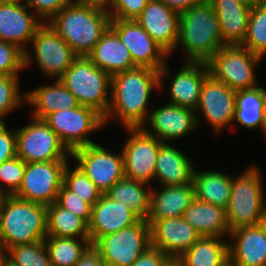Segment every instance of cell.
Instances as JSON below:
<instances>
[{
	"label": "cell",
	"instance_id": "obj_50",
	"mask_svg": "<svg viewBox=\"0 0 266 266\" xmlns=\"http://www.w3.org/2000/svg\"><path fill=\"white\" fill-rule=\"evenodd\" d=\"M239 1L240 3L252 8L254 7L255 5L261 3L263 0H237Z\"/></svg>",
	"mask_w": 266,
	"mask_h": 266
},
{
	"label": "cell",
	"instance_id": "obj_21",
	"mask_svg": "<svg viewBox=\"0 0 266 266\" xmlns=\"http://www.w3.org/2000/svg\"><path fill=\"white\" fill-rule=\"evenodd\" d=\"M135 20L159 46L172 54L178 38V12L159 0H150Z\"/></svg>",
	"mask_w": 266,
	"mask_h": 266
},
{
	"label": "cell",
	"instance_id": "obj_14",
	"mask_svg": "<svg viewBox=\"0 0 266 266\" xmlns=\"http://www.w3.org/2000/svg\"><path fill=\"white\" fill-rule=\"evenodd\" d=\"M130 138L122 150L125 177L149 183L155 177L157 154L163 142L141 127L126 128Z\"/></svg>",
	"mask_w": 266,
	"mask_h": 266
},
{
	"label": "cell",
	"instance_id": "obj_26",
	"mask_svg": "<svg viewBox=\"0 0 266 266\" xmlns=\"http://www.w3.org/2000/svg\"><path fill=\"white\" fill-rule=\"evenodd\" d=\"M215 11L225 45H241L247 34L251 8L237 0H207Z\"/></svg>",
	"mask_w": 266,
	"mask_h": 266
},
{
	"label": "cell",
	"instance_id": "obj_18",
	"mask_svg": "<svg viewBox=\"0 0 266 266\" xmlns=\"http://www.w3.org/2000/svg\"><path fill=\"white\" fill-rule=\"evenodd\" d=\"M150 226V245L171 258L180 257L201 235L183 217L146 220Z\"/></svg>",
	"mask_w": 266,
	"mask_h": 266
},
{
	"label": "cell",
	"instance_id": "obj_34",
	"mask_svg": "<svg viewBox=\"0 0 266 266\" xmlns=\"http://www.w3.org/2000/svg\"><path fill=\"white\" fill-rule=\"evenodd\" d=\"M47 236L90 239L88 224L56 202L47 206Z\"/></svg>",
	"mask_w": 266,
	"mask_h": 266
},
{
	"label": "cell",
	"instance_id": "obj_33",
	"mask_svg": "<svg viewBox=\"0 0 266 266\" xmlns=\"http://www.w3.org/2000/svg\"><path fill=\"white\" fill-rule=\"evenodd\" d=\"M266 90L263 87L236 91L234 120L248 129L262 124Z\"/></svg>",
	"mask_w": 266,
	"mask_h": 266
},
{
	"label": "cell",
	"instance_id": "obj_51",
	"mask_svg": "<svg viewBox=\"0 0 266 266\" xmlns=\"http://www.w3.org/2000/svg\"><path fill=\"white\" fill-rule=\"evenodd\" d=\"M165 266H185L178 258H171Z\"/></svg>",
	"mask_w": 266,
	"mask_h": 266
},
{
	"label": "cell",
	"instance_id": "obj_17",
	"mask_svg": "<svg viewBox=\"0 0 266 266\" xmlns=\"http://www.w3.org/2000/svg\"><path fill=\"white\" fill-rule=\"evenodd\" d=\"M24 4L0 3V40L16 45L24 52V68L31 63V53L25 43L31 42L37 29L44 23L36 20Z\"/></svg>",
	"mask_w": 266,
	"mask_h": 266
},
{
	"label": "cell",
	"instance_id": "obj_46",
	"mask_svg": "<svg viewBox=\"0 0 266 266\" xmlns=\"http://www.w3.org/2000/svg\"><path fill=\"white\" fill-rule=\"evenodd\" d=\"M170 259L159 249L149 247L131 266H165Z\"/></svg>",
	"mask_w": 266,
	"mask_h": 266
},
{
	"label": "cell",
	"instance_id": "obj_4",
	"mask_svg": "<svg viewBox=\"0 0 266 266\" xmlns=\"http://www.w3.org/2000/svg\"><path fill=\"white\" fill-rule=\"evenodd\" d=\"M187 53L186 62L207 63L214 53L225 46L219 19L212 5L204 0L179 13L177 46Z\"/></svg>",
	"mask_w": 266,
	"mask_h": 266
},
{
	"label": "cell",
	"instance_id": "obj_7",
	"mask_svg": "<svg viewBox=\"0 0 266 266\" xmlns=\"http://www.w3.org/2000/svg\"><path fill=\"white\" fill-rule=\"evenodd\" d=\"M262 57L241 45L219 48L207 62L210 75L233 91L257 87L254 68Z\"/></svg>",
	"mask_w": 266,
	"mask_h": 266
},
{
	"label": "cell",
	"instance_id": "obj_43",
	"mask_svg": "<svg viewBox=\"0 0 266 266\" xmlns=\"http://www.w3.org/2000/svg\"><path fill=\"white\" fill-rule=\"evenodd\" d=\"M150 0H114L106 9L111 19L135 20Z\"/></svg>",
	"mask_w": 266,
	"mask_h": 266
},
{
	"label": "cell",
	"instance_id": "obj_35",
	"mask_svg": "<svg viewBox=\"0 0 266 266\" xmlns=\"http://www.w3.org/2000/svg\"><path fill=\"white\" fill-rule=\"evenodd\" d=\"M52 266H75L85 250L91 245L90 239L47 236L44 240Z\"/></svg>",
	"mask_w": 266,
	"mask_h": 266
},
{
	"label": "cell",
	"instance_id": "obj_37",
	"mask_svg": "<svg viewBox=\"0 0 266 266\" xmlns=\"http://www.w3.org/2000/svg\"><path fill=\"white\" fill-rule=\"evenodd\" d=\"M1 257L11 266H52L44 241L16 245Z\"/></svg>",
	"mask_w": 266,
	"mask_h": 266
},
{
	"label": "cell",
	"instance_id": "obj_20",
	"mask_svg": "<svg viewBox=\"0 0 266 266\" xmlns=\"http://www.w3.org/2000/svg\"><path fill=\"white\" fill-rule=\"evenodd\" d=\"M141 217L121 202L102 194L92 206L88 223L90 242L94 245L101 237L136 224Z\"/></svg>",
	"mask_w": 266,
	"mask_h": 266
},
{
	"label": "cell",
	"instance_id": "obj_32",
	"mask_svg": "<svg viewBox=\"0 0 266 266\" xmlns=\"http://www.w3.org/2000/svg\"><path fill=\"white\" fill-rule=\"evenodd\" d=\"M147 183L124 177L116 182L105 194L121 202L146 219L150 211L151 189L145 191Z\"/></svg>",
	"mask_w": 266,
	"mask_h": 266
},
{
	"label": "cell",
	"instance_id": "obj_27",
	"mask_svg": "<svg viewBox=\"0 0 266 266\" xmlns=\"http://www.w3.org/2000/svg\"><path fill=\"white\" fill-rule=\"evenodd\" d=\"M192 165L184 153L163 142L157 154L154 179L163 186L193 184Z\"/></svg>",
	"mask_w": 266,
	"mask_h": 266
},
{
	"label": "cell",
	"instance_id": "obj_15",
	"mask_svg": "<svg viewBox=\"0 0 266 266\" xmlns=\"http://www.w3.org/2000/svg\"><path fill=\"white\" fill-rule=\"evenodd\" d=\"M31 43L36 64L46 76L51 78L59 79L77 57L68 43L49 23H43L37 29Z\"/></svg>",
	"mask_w": 266,
	"mask_h": 266
},
{
	"label": "cell",
	"instance_id": "obj_10",
	"mask_svg": "<svg viewBox=\"0 0 266 266\" xmlns=\"http://www.w3.org/2000/svg\"><path fill=\"white\" fill-rule=\"evenodd\" d=\"M110 27L128 48L132 61L137 67H149L159 71L161 87L164 77L170 74L166 64V58L170 55L136 20L111 19Z\"/></svg>",
	"mask_w": 266,
	"mask_h": 266
},
{
	"label": "cell",
	"instance_id": "obj_1",
	"mask_svg": "<svg viewBox=\"0 0 266 266\" xmlns=\"http://www.w3.org/2000/svg\"><path fill=\"white\" fill-rule=\"evenodd\" d=\"M160 87L159 71L135 67L111 76L110 106L104 123L112 117L125 128L142 127L148 118V100L152 90Z\"/></svg>",
	"mask_w": 266,
	"mask_h": 266
},
{
	"label": "cell",
	"instance_id": "obj_31",
	"mask_svg": "<svg viewBox=\"0 0 266 266\" xmlns=\"http://www.w3.org/2000/svg\"><path fill=\"white\" fill-rule=\"evenodd\" d=\"M222 238L201 237L178 259L185 266H229V243Z\"/></svg>",
	"mask_w": 266,
	"mask_h": 266
},
{
	"label": "cell",
	"instance_id": "obj_23",
	"mask_svg": "<svg viewBox=\"0 0 266 266\" xmlns=\"http://www.w3.org/2000/svg\"><path fill=\"white\" fill-rule=\"evenodd\" d=\"M209 75L207 63L183 62V67L171 81L168 103L195 111L202 85Z\"/></svg>",
	"mask_w": 266,
	"mask_h": 266
},
{
	"label": "cell",
	"instance_id": "obj_47",
	"mask_svg": "<svg viewBox=\"0 0 266 266\" xmlns=\"http://www.w3.org/2000/svg\"><path fill=\"white\" fill-rule=\"evenodd\" d=\"M75 266H105V262L101 258L98 249L91 244L82 254Z\"/></svg>",
	"mask_w": 266,
	"mask_h": 266
},
{
	"label": "cell",
	"instance_id": "obj_41",
	"mask_svg": "<svg viewBox=\"0 0 266 266\" xmlns=\"http://www.w3.org/2000/svg\"><path fill=\"white\" fill-rule=\"evenodd\" d=\"M24 69V52L16 45L0 40V75L18 76Z\"/></svg>",
	"mask_w": 266,
	"mask_h": 266
},
{
	"label": "cell",
	"instance_id": "obj_24",
	"mask_svg": "<svg viewBox=\"0 0 266 266\" xmlns=\"http://www.w3.org/2000/svg\"><path fill=\"white\" fill-rule=\"evenodd\" d=\"M88 57L110 76L137 67L132 61L128 48L111 27L102 35Z\"/></svg>",
	"mask_w": 266,
	"mask_h": 266
},
{
	"label": "cell",
	"instance_id": "obj_3",
	"mask_svg": "<svg viewBox=\"0 0 266 266\" xmlns=\"http://www.w3.org/2000/svg\"><path fill=\"white\" fill-rule=\"evenodd\" d=\"M106 9L74 1L48 23L68 43L77 56H88L110 27Z\"/></svg>",
	"mask_w": 266,
	"mask_h": 266
},
{
	"label": "cell",
	"instance_id": "obj_30",
	"mask_svg": "<svg viewBox=\"0 0 266 266\" xmlns=\"http://www.w3.org/2000/svg\"><path fill=\"white\" fill-rule=\"evenodd\" d=\"M195 198L226 209L230 201L232 177L217 171L194 170Z\"/></svg>",
	"mask_w": 266,
	"mask_h": 266
},
{
	"label": "cell",
	"instance_id": "obj_5",
	"mask_svg": "<svg viewBox=\"0 0 266 266\" xmlns=\"http://www.w3.org/2000/svg\"><path fill=\"white\" fill-rule=\"evenodd\" d=\"M59 81L80 105L95 110L105 118L110 106L108 89L111 88V76L98 68L88 56H77Z\"/></svg>",
	"mask_w": 266,
	"mask_h": 266
},
{
	"label": "cell",
	"instance_id": "obj_2",
	"mask_svg": "<svg viewBox=\"0 0 266 266\" xmlns=\"http://www.w3.org/2000/svg\"><path fill=\"white\" fill-rule=\"evenodd\" d=\"M47 237V206L0 196V256L16 245L44 241Z\"/></svg>",
	"mask_w": 266,
	"mask_h": 266
},
{
	"label": "cell",
	"instance_id": "obj_45",
	"mask_svg": "<svg viewBox=\"0 0 266 266\" xmlns=\"http://www.w3.org/2000/svg\"><path fill=\"white\" fill-rule=\"evenodd\" d=\"M7 129L5 122L0 123V164L17 156L16 131Z\"/></svg>",
	"mask_w": 266,
	"mask_h": 266
},
{
	"label": "cell",
	"instance_id": "obj_9",
	"mask_svg": "<svg viewBox=\"0 0 266 266\" xmlns=\"http://www.w3.org/2000/svg\"><path fill=\"white\" fill-rule=\"evenodd\" d=\"M16 138L17 156L25 163L69 161L71 156L44 119L33 118L31 123L16 130Z\"/></svg>",
	"mask_w": 266,
	"mask_h": 266
},
{
	"label": "cell",
	"instance_id": "obj_40",
	"mask_svg": "<svg viewBox=\"0 0 266 266\" xmlns=\"http://www.w3.org/2000/svg\"><path fill=\"white\" fill-rule=\"evenodd\" d=\"M18 84V76L0 75V123H4L5 115L19 108L25 101L26 95L20 94Z\"/></svg>",
	"mask_w": 266,
	"mask_h": 266
},
{
	"label": "cell",
	"instance_id": "obj_52",
	"mask_svg": "<svg viewBox=\"0 0 266 266\" xmlns=\"http://www.w3.org/2000/svg\"><path fill=\"white\" fill-rule=\"evenodd\" d=\"M263 131H264V135H266V100H265V106H264V112H263V118H262V124L260 126Z\"/></svg>",
	"mask_w": 266,
	"mask_h": 266
},
{
	"label": "cell",
	"instance_id": "obj_6",
	"mask_svg": "<svg viewBox=\"0 0 266 266\" xmlns=\"http://www.w3.org/2000/svg\"><path fill=\"white\" fill-rule=\"evenodd\" d=\"M257 167H248L238 177L232 176L230 201L226 208L230 232L249 226H257L266 221L261 175Z\"/></svg>",
	"mask_w": 266,
	"mask_h": 266
},
{
	"label": "cell",
	"instance_id": "obj_29",
	"mask_svg": "<svg viewBox=\"0 0 266 266\" xmlns=\"http://www.w3.org/2000/svg\"><path fill=\"white\" fill-rule=\"evenodd\" d=\"M201 237H223L230 233L226 209L197 200L188 206L182 216Z\"/></svg>",
	"mask_w": 266,
	"mask_h": 266
},
{
	"label": "cell",
	"instance_id": "obj_28",
	"mask_svg": "<svg viewBox=\"0 0 266 266\" xmlns=\"http://www.w3.org/2000/svg\"><path fill=\"white\" fill-rule=\"evenodd\" d=\"M25 95V101L34 107L32 116L36 119H44L50 113L80 106L75 96L59 79L53 85L39 86Z\"/></svg>",
	"mask_w": 266,
	"mask_h": 266
},
{
	"label": "cell",
	"instance_id": "obj_48",
	"mask_svg": "<svg viewBox=\"0 0 266 266\" xmlns=\"http://www.w3.org/2000/svg\"><path fill=\"white\" fill-rule=\"evenodd\" d=\"M159 1L163 2L170 9L178 13H181L192 6L201 4L204 0H159Z\"/></svg>",
	"mask_w": 266,
	"mask_h": 266
},
{
	"label": "cell",
	"instance_id": "obj_22",
	"mask_svg": "<svg viewBox=\"0 0 266 266\" xmlns=\"http://www.w3.org/2000/svg\"><path fill=\"white\" fill-rule=\"evenodd\" d=\"M229 266H266V221L229 233Z\"/></svg>",
	"mask_w": 266,
	"mask_h": 266
},
{
	"label": "cell",
	"instance_id": "obj_16",
	"mask_svg": "<svg viewBox=\"0 0 266 266\" xmlns=\"http://www.w3.org/2000/svg\"><path fill=\"white\" fill-rule=\"evenodd\" d=\"M236 91L209 75L202 85L200 100L195 110L198 126V111L207 118L215 132L225 129L234 119Z\"/></svg>",
	"mask_w": 266,
	"mask_h": 266
},
{
	"label": "cell",
	"instance_id": "obj_44",
	"mask_svg": "<svg viewBox=\"0 0 266 266\" xmlns=\"http://www.w3.org/2000/svg\"><path fill=\"white\" fill-rule=\"evenodd\" d=\"M74 1L75 0H26L25 4L30 9L34 8L33 10L37 14L38 20H43L44 23H48L65 6L70 5Z\"/></svg>",
	"mask_w": 266,
	"mask_h": 266
},
{
	"label": "cell",
	"instance_id": "obj_8",
	"mask_svg": "<svg viewBox=\"0 0 266 266\" xmlns=\"http://www.w3.org/2000/svg\"><path fill=\"white\" fill-rule=\"evenodd\" d=\"M94 246L105 266H131L150 245V226L146 219L101 237Z\"/></svg>",
	"mask_w": 266,
	"mask_h": 266
},
{
	"label": "cell",
	"instance_id": "obj_54",
	"mask_svg": "<svg viewBox=\"0 0 266 266\" xmlns=\"http://www.w3.org/2000/svg\"><path fill=\"white\" fill-rule=\"evenodd\" d=\"M0 266H11V265L0 256Z\"/></svg>",
	"mask_w": 266,
	"mask_h": 266
},
{
	"label": "cell",
	"instance_id": "obj_13",
	"mask_svg": "<svg viewBox=\"0 0 266 266\" xmlns=\"http://www.w3.org/2000/svg\"><path fill=\"white\" fill-rule=\"evenodd\" d=\"M69 161L26 163L24 177L14 196L45 206L56 202Z\"/></svg>",
	"mask_w": 266,
	"mask_h": 266
},
{
	"label": "cell",
	"instance_id": "obj_12",
	"mask_svg": "<svg viewBox=\"0 0 266 266\" xmlns=\"http://www.w3.org/2000/svg\"><path fill=\"white\" fill-rule=\"evenodd\" d=\"M71 156L102 194L125 177L122 151L117 155L95 143L73 150Z\"/></svg>",
	"mask_w": 266,
	"mask_h": 266
},
{
	"label": "cell",
	"instance_id": "obj_36",
	"mask_svg": "<svg viewBox=\"0 0 266 266\" xmlns=\"http://www.w3.org/2000/svg\"><path fill=\"white\" fill-rule=\"evenodd\" d=\"M241 46L262 58L266 55V0L251 8L247 34Z\"/></svg>",
	"mask_w": 266,
	"mask_h": 266
},
{
	"label": "cell",
	"instance_id": "obj_19",
	"mask_svg": "<svg viewBox=\"0 0 266 266\" xmlns=\"http://www.w3.org/2000/svg\"><path fill=\"white\" fill-rule=\"evenodd\" d=\"M195 113L192 109L169 103L149 112L148 118L141 128L161 142L167 143V140L168 142L169 140L174 141L197 129ZM146 124H150V129H145Z\"/></svg>",
	"mask_w": 266,
	"mask_h": 266
},
{
	"label": "cell",
	"instance_id": "obj_53",
	"mask_svg": "<svg viewBox=\"0 0 266 266\" xmlns=\"http://www.w3.org/2000/svg\"><path fill=\"white\" fill-rule=\"evenodd\" d=\"M22 0H0V3H9V4H24L21 2Z\"/></svg>",
	"mask_w": 266,
	"mask_h": 266
},
{
	"label": "cell",
	"instance_id": "obj_42",
	"mask_svg": "<svg viewBox=\"0 0 266 266\" xmlns=\"http://www.w3.org/2000/svg\"><path fill=\"white\" fill-rule=\"evenodd\" d=\"M56 203L62 208L82 218L87 224L91 219L92 205L68 190L63 184L59 190Z\"/></svg>",
	"mask_w": 266,
	"mask_h": 266
},
{
	"label": "cell",
	"instance_id": "obj_11",
	"mask_svg": "<svg viewBox=\"0 0 266 266\" xmlns=\"http://www.w3.org/2000/svg\"><path fill=\"white\" fill-rule=\"evenodd\" d=\"M44 121L70 152L95 144L87 135L105 125L104 118L99 113L82 105L50 113Z\"/></svg>",
	"mask_w": 266,
	"mask_h": 266
},
{
	"label": "cell",
	"instance_id": "obj_49",
	"mask_svg": "<svg viewBox=\"0 0 266 266\" xmlns=\"http://www.w3.org/2000/svg\"><path fill=\"white\" fill-rule=\"evenodd\" d=\"M75 1L86 5H93L103 9H108L112 5L114 0H75Z\"/></svg>",
	"mask_w": 266,
	"mask_h": 266
},
{
	"label": "cell",
	"instance_id": "obj_39",
	"mask_svg": "<svg viewBox=\"0 0 266 266\" xmlns=\"http://www.w3.org/2000/svg\"><path fill=\"white\" fill-rule=\"evenodd\" d=\"M26 163L15 156L0 164V196L14 195L20 188ZM6 186V188H5Z\"/></svg>",
	"mask_w": 266,
	"mask_h": 266
},
{
	"label": "cell",
	"instance_id": "obj_25",
	"mask_svg": "<svg viewBox=\"0 0 266 266\" xmlns=\"http://www.w3.org/2000/svg\"><path fill=\"white\" fill-rule=\"evenodd\" d=\"M162 187L159 192L151 189L150 211L146 220L182 217L195 199L193 184Z\"/></svg>",
	"mask_w": 266,
	"mask_h": 266
},
{
	"label": "cell",
	"instance_id": "obj_38",
	"mask_svg": "<svg viewBox=\"0 0 266 266\" xmlns=\"http://www.w3.org/2000/svg\"><path fill=\"white\" fill-rule=\"evenodd\" d=\"M63 185L92 206L102 196L100 190L76 164L72 170L69 163L66 165L63 172Z\"/></svg>",
	"mask_w": 266,
	"mask_h": 266
}]
</instances>
